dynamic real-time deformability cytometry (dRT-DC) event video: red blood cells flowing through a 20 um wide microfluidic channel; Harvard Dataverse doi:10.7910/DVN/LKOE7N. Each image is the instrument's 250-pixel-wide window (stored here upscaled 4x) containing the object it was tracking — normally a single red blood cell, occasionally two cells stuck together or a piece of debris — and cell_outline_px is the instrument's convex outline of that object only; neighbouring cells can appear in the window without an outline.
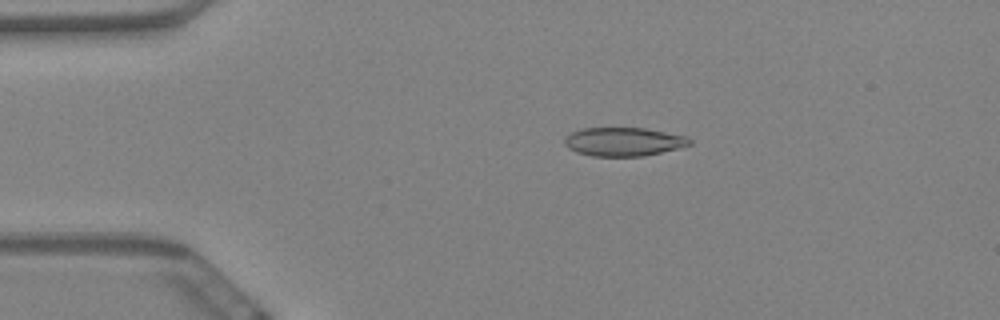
{"species": "Egyptian fruit bat (a non-hibernating species)", "species_latin": "Rousettus aegyptiacus", "temperature_condition": "warm", "stored_images_in_passage": 53, "camera_frame_rate_fps": 3000, "um_per_image_px": 0.085, "animal": {"sex": "female"}, "frame": {"image": 1, "passage_image": 6, "time_ms": 1.667, "image_size_px": [1000, 320], "cell_outline_px": [[692, 144], [644, 156], [592, 156], [576, 152], [568, 148], [564, 144], [564, 140], [572, 132], [584, 128], [644, 128], [688, 136], [692, 140]], "centroid_in_image_um": [53.01, 12.04], "position_along_channel_um": 32.0, "area_um2": 20.75}}
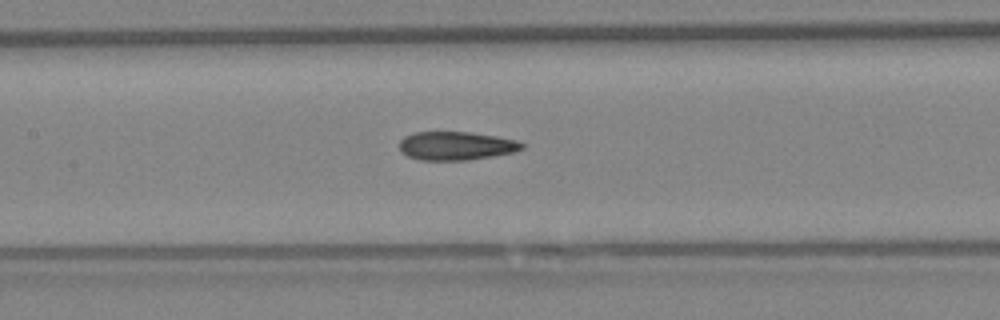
{"frame": {"image": 2, "passage_image": 22, "time_ms": 7.0, "image_size_px": [1000, 320], "cell_outline_px": [[524, 148], [512, 152], [492, 156], [464, 160], [420, 160], [408, 156], [400, 152], [400, 140], [404, 136], [412, 132], [472, 132], [496, 136], [516, 140], [524, 144]], "centroid_in_image_um": [38.73, 12.39], "position_along_channel_um": 168.7, "area_um2": 20.35}}
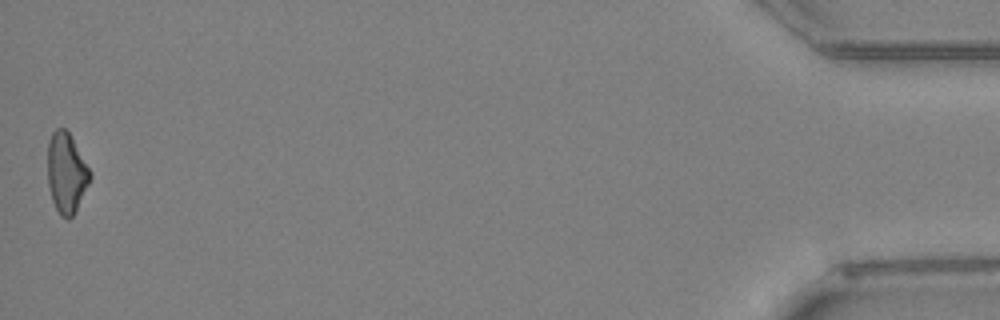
{"frame": {"image": 3, "passage_image": 53, "time_ms": 17.333, "image_size_px": [1000, 320], "cell_outline_px": [[92, 176], [76, 212], [68, 220], [60, 216], [52, 200], [48, 184], [48, 140], [52, 132], [56, 128], [64, 128], [68, 132], [92, 172]], "centroid_in_image_um": [5.65, 14.72], "position_along_channel_um": 429.6, "area_um2": 19.88}, "authors_computed_cell_mechanics": {"area_um2": 20.7502, "velocity_mm_per_s": 3.4517, "shape_relaxation_time_tau1_ms": null, "shape_relaxation_time_tau2_ms": 4.7375, "deformation_change_tau1": null, "deformation_change_tau2": 0.1228}}